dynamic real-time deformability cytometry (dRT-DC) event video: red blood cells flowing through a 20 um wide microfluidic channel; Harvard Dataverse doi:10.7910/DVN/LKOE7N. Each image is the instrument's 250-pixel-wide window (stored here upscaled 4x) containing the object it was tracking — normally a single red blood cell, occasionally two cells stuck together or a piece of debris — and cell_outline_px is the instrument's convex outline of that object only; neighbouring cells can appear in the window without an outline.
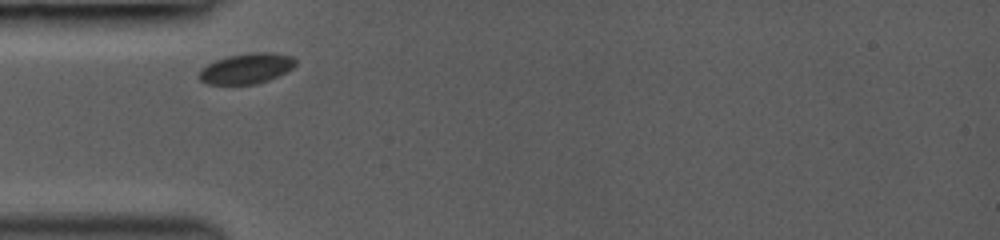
{"species": "common noctule bat (a hibernating species)", "species_latin": "Nyctalus noctula", "temperature_condition": "room temperature", "stored_images_in_passage": 7, "camera_frame_rate_fps": 3000, "um_per_image_px": 0.085, "animal": {"sex": "female", "body_mass_g": 19.0, "forearm_length_mm": 53.3}, "frame": {"image": 1, "passage_image": 1, "time_ms": 0.0, "image_size_px": [1000, 240], "cell_outline_px": [[296, 64], [292, 68], [268, 80], [256, 84], [208, 84], [200, 80], [196, 76], [200, 68], [216, 60], [228, 56], [252, 52], [272, 52], [292, 56], [296, 60]], "centroid_in_image_um": [20.91, 5.82], "position_along_channel_um": 64.1, "area_um2": 17.11}}
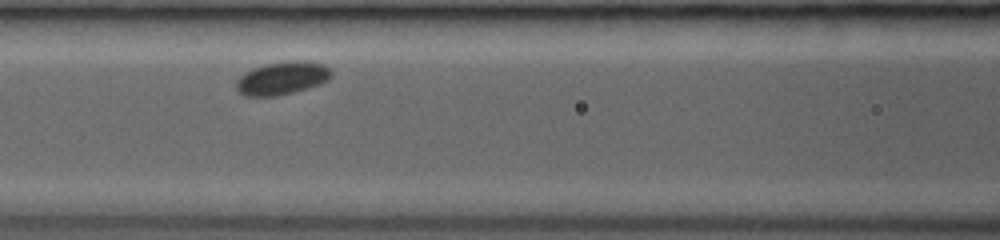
{"frame": {"image": 2, "passage_image": 3, "time_ms": 2.0, "image_size_px": [1000, 240], "cell_outline_px": [[332, 76], [328, 80], [320, 84], [308, 88], [276, 96], [244, 96], [236, 88], [236, 80], [244, 72], [252, 68], [264, 64], [296, 60], [304, 60], [324, 64], [332, 68]], "centroid_in_image_um": [24.0, 6.63], "position_along_channel_um": 142.6, "area_um2": 18.5}}
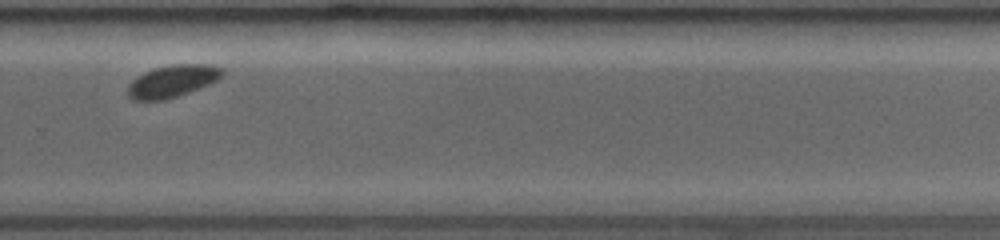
{"frame": {"image": 3, "passage_image": 7, "time_ms": 6.333, "image_size_px": [1000, 240], "cell_outline_px": [[224, 76], [208, 84], [188, 92], [164, 100], [132, 100], [128, 96], [128, 84], [136, 76], [144, 72], [156, 68], [172, 64], [212, 64], [224, 68]], "centroid_in_image_um": [14.66, 6.88], "position_along_channel_um": 315.1, "area_um2": 17.74}}